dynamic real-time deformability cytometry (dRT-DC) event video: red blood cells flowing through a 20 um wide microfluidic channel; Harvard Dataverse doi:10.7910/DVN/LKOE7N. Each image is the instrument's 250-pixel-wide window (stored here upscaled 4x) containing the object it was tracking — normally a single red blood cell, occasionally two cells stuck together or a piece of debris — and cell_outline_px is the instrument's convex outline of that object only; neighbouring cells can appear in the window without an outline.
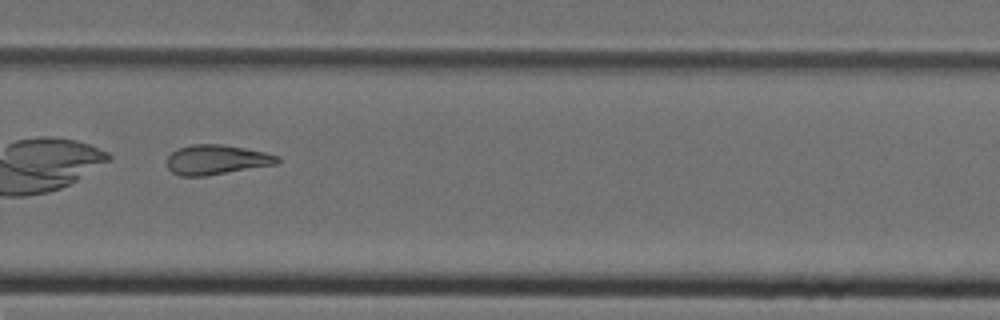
{"species": "Egyptian fruit bat (a non-hibernating species)", "species_latin": "Rousettus aegyptiacus", "temperature_condition": "cold", "stored_images_in_passage": 45, "camera_frame_rate_fps": 3000, "um_per_image_px": 0.085, "animal": {"sex": "female"}, "frame": {"image": 1, "passage_image": 32, "time_ms": 10.333, "image_size_px": [1000, 320], "cell_outline_px": [[280, 160], [276, 164], [204, 176], [180, 176], [172, 172], [168, 168], [168, 156], [172, 152], [180, 148], [192, 144], [220, 144], [244, 148], [264, 152], [280, 156]], "centroid_in_image_um": [18.4, 13.57], "position_along_channel_um": 311.4, "area_um2": 18.9}}